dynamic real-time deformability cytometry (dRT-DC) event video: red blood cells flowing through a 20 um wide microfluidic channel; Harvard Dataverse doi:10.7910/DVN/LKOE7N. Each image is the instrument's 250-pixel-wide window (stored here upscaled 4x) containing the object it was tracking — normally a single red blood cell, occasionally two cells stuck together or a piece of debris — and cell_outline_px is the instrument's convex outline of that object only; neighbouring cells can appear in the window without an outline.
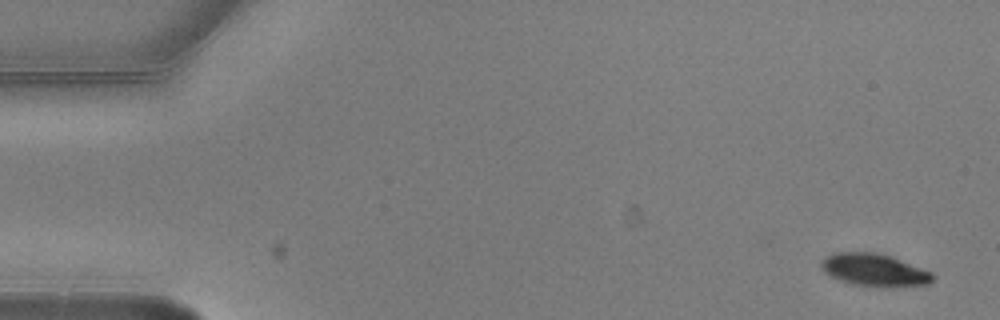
{"species": "common noctule bat (a hibernating species)", "species_latin": "Nyctalus noctula", "temperature_condition": "warm", "stored_images_in_passage": 5, "camera_frame_rate_fps": 3000, "um_per_image_px": 0.085, "animal": {"sex": "male", "body_mass_g": 20.5, "forearm_length_mm": 52.5}, "frame": {"image": 1, "passage_image": 1, "time_ms": 0.0, "image_size_px": [1000, 320], "cell_outline_px": [[936, 276], [928, 284], [892, 288], [852, 284], [840, 280], [824, 272], [820, 264], [824, 256], [836, 252], [872, 252], [892, 256], [932, 272]], "centroid_in_image_um": [74.34, 22.95], "position_along_channel_um": 10.7, "area_um2": 21.33}}
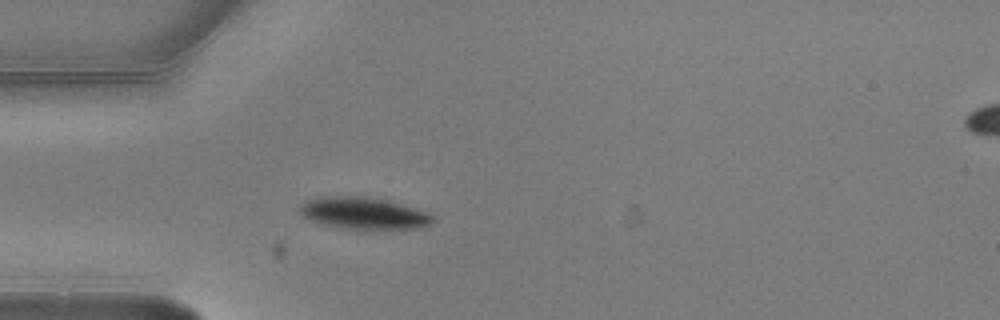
{"frame": {"image": 2, "passage_image": 5, "time_ms": 1.333, "image_size_px": [1000, 320], "cell_outline_px": [[432, 220], [428, 224], [416, 228], [372, 232], [364, 232], [340, 228], [324, 224], [312, 220], [304, 216], [300, 212], [300, 204], [316, 196], [368, 196], [388, 200], [424, 212], [432, 216]], "centroid_in_image_um": [30.87, 18.16], "position_along_channel_um": 54.1, "area_um2": 25.26}}